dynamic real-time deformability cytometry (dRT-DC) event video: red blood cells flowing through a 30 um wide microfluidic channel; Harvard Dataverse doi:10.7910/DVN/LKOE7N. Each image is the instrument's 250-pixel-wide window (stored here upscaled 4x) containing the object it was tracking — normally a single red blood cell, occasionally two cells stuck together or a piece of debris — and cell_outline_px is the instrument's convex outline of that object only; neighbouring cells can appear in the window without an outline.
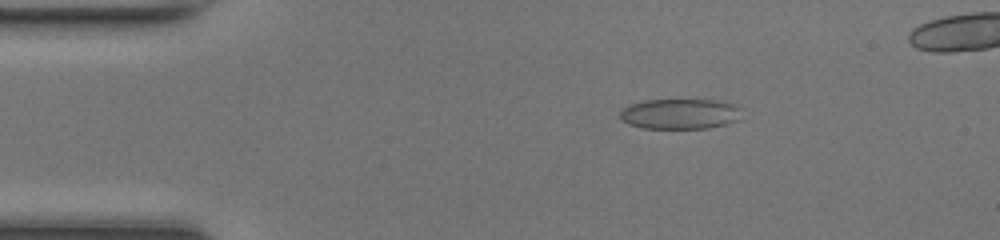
{"species": "common noctule bat (a hibernating species)", "species_latin": "Nyctalus noctula", "temperature_condition": "room temperature", "stored_images_in_passage": 45, "camera_frame_rate_fps": 3000, "um_per_image_px": 0.085, "animal": {"sex": "female", "body_mass_g": 17.0, "forearm_length_mm": 48.0}, "frame": {"image": 1, "passage_image": 8, "time_ms": 2.333, "image_size_px": [1000, 240], "cell_outline_px": [[744, 108], [736, 120], [724, 124], [708, 128], [640, 128], [628, 124], [620, 120], [620, 112], [628, 104], [644, 100], [724, 100], [740, 104]], "centroid_in_image_um": [57.83, 9.66], "position_along_channel_um": 27.2, "area_um2": 21.91}}
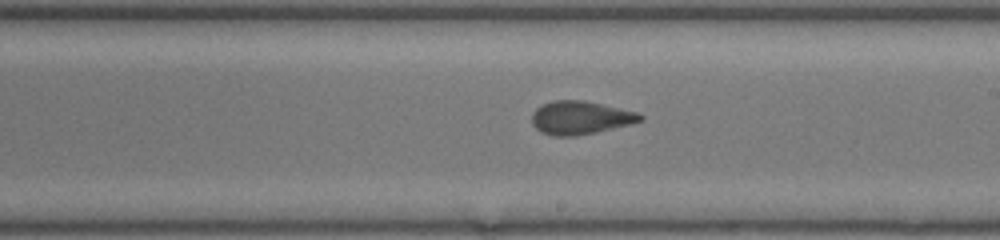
{"frame": {"image": 2, "passage_image": 27, "time_ms": 8.667, "image_size_px": [1000, 240], "cell_outline_px": [[644, 120], [632, 124], [596, 132], [576, 136], [556, 136], [540, 132], [532, 124], [532, 112], [536, 108], [552, 100], [584, 100], [636, 112], [644, 116]], "centroid_in_image_um": [49.33, 10.01], "position_along_channel_um": 239.7, "area_um2": 21.04}}
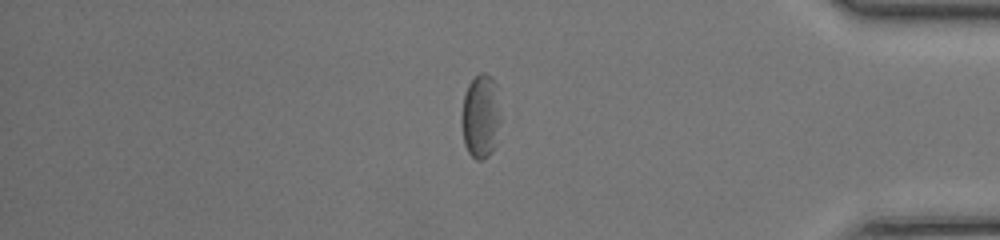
{"frame": {"image": 3, "passage_image": 40, "time_ms": 13.0, "image_size_px": [1000, 240], "cell_outline_px": [[500, 120], [496, 144], [492, 152], [484, 160], [476, 160], [468, 152], [464, 144], [460, 124], [460, 116], [464, 96], [468, 84], [480, 72], [484, 72], [492, 76], [496, 84]], "centroid_in_image_um": [40.83, 9.91], "position_along_channel_um": 394.4, "area_um2": 19.48}, "authors_computed_cell_mechanics": {"area_um2": 21.0392, "velocity_mm_per_s": 4.3073, "shape_relaxation_time_tau1_ms": 5.107, "shape_relaxation_time_tau2_ms": 1.9931, "deformation_change_tau1": 0.1047, "deformation_change_tau2": 0.0814}}